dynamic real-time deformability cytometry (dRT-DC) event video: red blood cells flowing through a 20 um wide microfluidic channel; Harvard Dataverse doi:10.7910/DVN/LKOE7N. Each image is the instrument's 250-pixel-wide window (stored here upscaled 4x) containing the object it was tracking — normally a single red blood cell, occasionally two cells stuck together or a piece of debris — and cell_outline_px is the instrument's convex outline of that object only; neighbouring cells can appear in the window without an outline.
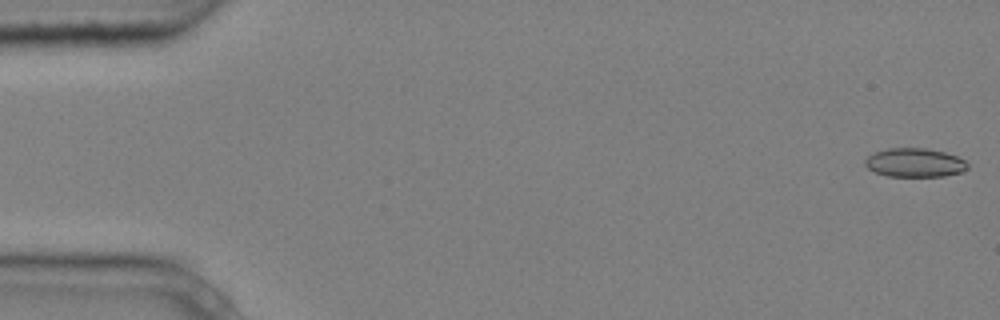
{"species": "common noctule bat (a hibernating species)", "species_latin": "Nyctalus noctula", "temperature_condition": "cold", "stored_images_in_passage": 3, "camera_frame_rate_fps": 3000, "um_per_image_px": 0.085, "animal": {"sex": "male", "body_mass_g": 20.4}, "frame": {"image": 1, "passage_image": 1, "time_ms": 0.0, "image_size_px": [1000, 320], "cell_outline_px": [[968, 168], [964, 172], [944, 176], [888, 176], [876, 172], [868, 168], [864, 164], [864, 160], [872, 152], [888, 148], [924, 148], [944, 152], [956, 156], [964, 160], [968, 164]], "centroid_in_image_um": [77.75, 13.82], "position_along_channel_um": 7.3, "area_um2": 17.28}}